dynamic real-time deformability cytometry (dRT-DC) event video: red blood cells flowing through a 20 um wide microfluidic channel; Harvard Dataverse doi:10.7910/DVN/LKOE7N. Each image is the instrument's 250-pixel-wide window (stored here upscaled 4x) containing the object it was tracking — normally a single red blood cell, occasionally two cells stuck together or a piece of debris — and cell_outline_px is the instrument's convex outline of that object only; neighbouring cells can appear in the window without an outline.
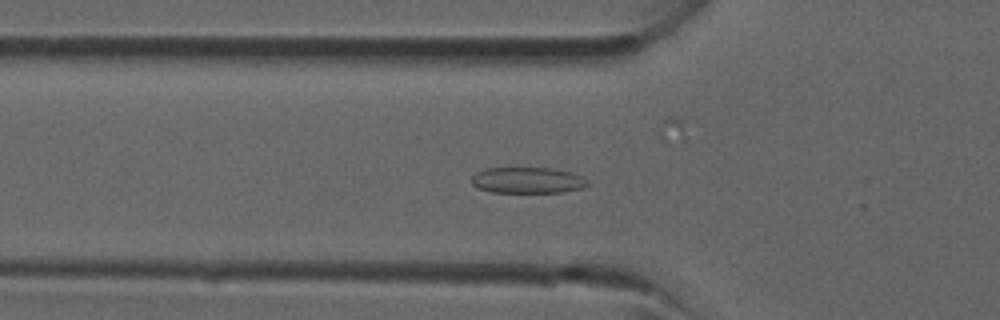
{"species": "common noctule bat (a hibernating species)", "species_latin": "Nyctalus noctula", "temperature_condition": "room temperature", "stored_images_in_passage": 42, "camera_frame_rate_fps": 3000, "um_per_image_px": 0.085, "animal": {"sex": "male", "forearm_length_mm": 52.5}, "frame": {"image": 1, "passage_image": 14, "time_ms": 4.333, "image_size_px": [1000, 320], "cell_outline_px": [[588, 184], [580, 188], [564, 192], [492, 192], [480, 188], [472, 184], [472, 176], [476, 172], [484, 168], [552, 168], [572, 172], [584, 176], [588, 180]], "centroid_in_image_um": [44.86, 15.31], "position_along_channel_um": 80.9, "area_um2": 17.63}}
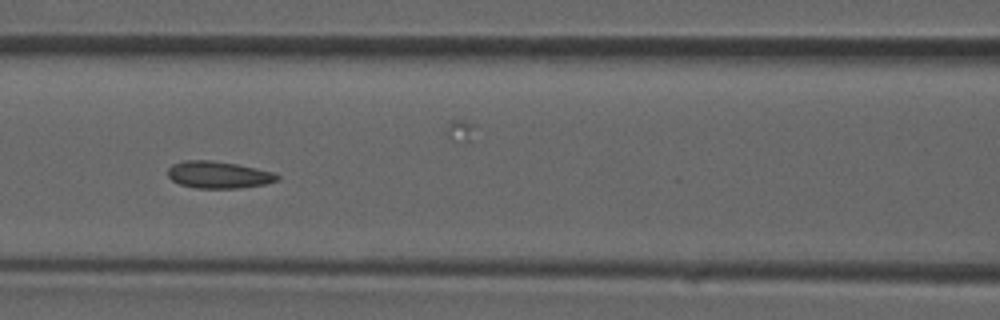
{"frame": {"image": 2, "passage_image": 18, "time_ms": 5.667, "image_size_px": [1000, 320], "cell_outline_px": [[280, 180], [264, 184], [240, 188], [196, 188], [180, 184], [172, 180], [168, 176], [168, 168], [172, 164], [184, 160], [212, 160], [236, 164], [276, 172], [280, 176]], "centroid_in_image_um": [18.59, 14.85], "position_along_channel_um": 148.0, "area_um2": 17.34}}
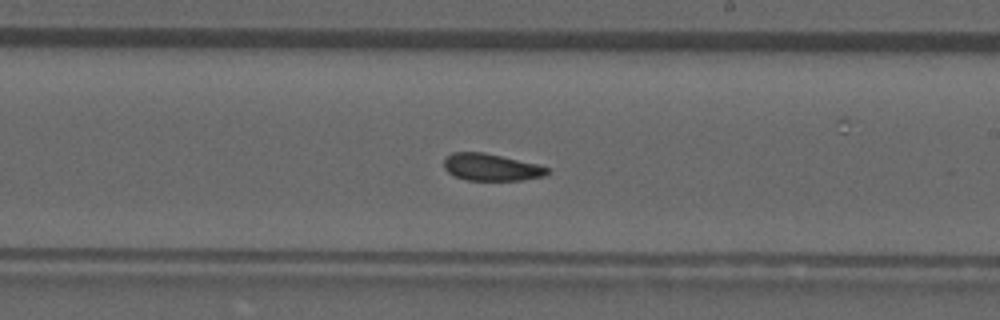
{"frame": {"image": 3, "passage_image": 24, "time_ms": 7.667, "image_size_px": [1000, 320], "cell_outline_px": [[548, 172], [544, 176], [524, 180], [464, 180], [448, 172], [444, 168], [444, 160], [452, 152], [484, 152], [536, 164], [548, 168]], "centroid_in_image_um": [41.73, 14.22], "position_along_channel_um": 247.3, "area_um2": 16.13}}